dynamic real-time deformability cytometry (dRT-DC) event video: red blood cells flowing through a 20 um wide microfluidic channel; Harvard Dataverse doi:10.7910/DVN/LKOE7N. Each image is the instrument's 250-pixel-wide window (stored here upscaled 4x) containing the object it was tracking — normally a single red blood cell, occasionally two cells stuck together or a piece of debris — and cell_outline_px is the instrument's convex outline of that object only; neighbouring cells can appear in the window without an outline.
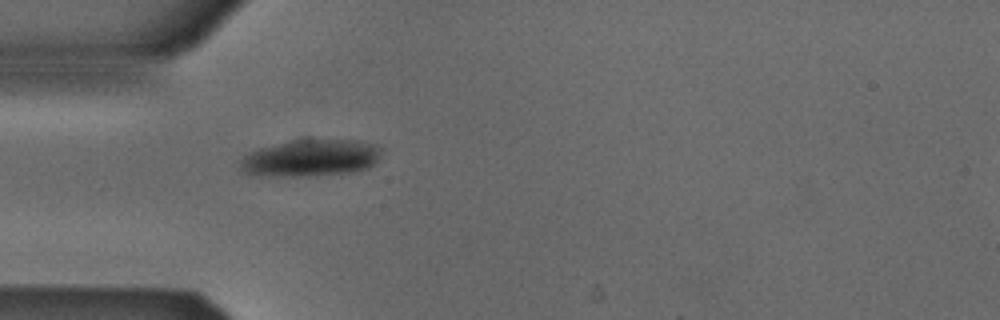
{"species": "Egyptian fruit bat (a non-hibernating species)", "species_latin": "Rousettus aegyptiacus", "temperature_condition": "cold", "stored_images_in_passage": 1, "camera_frame_rate_fps": 3000, "um_per_image_px": 0.085, "animal": {"sex": "male"}, "frame": {"image": 1, "passage_image": 1, "time_ms": 0.0, "image_size_px": [1000, 320], "cell_outline_px": [[384, 148], [376, 164], [368, 168], [352, 172], [316, 176], [272, 176], [244, 172], [240, 168], [240, 160], [244, 156], [260, 148], [292, 140], [356, 140], [376, 144]], "centroid_in_image_um": [26.5, 13.43], "position_along_channel_um": 58.5, "area_um2": 30.46}}